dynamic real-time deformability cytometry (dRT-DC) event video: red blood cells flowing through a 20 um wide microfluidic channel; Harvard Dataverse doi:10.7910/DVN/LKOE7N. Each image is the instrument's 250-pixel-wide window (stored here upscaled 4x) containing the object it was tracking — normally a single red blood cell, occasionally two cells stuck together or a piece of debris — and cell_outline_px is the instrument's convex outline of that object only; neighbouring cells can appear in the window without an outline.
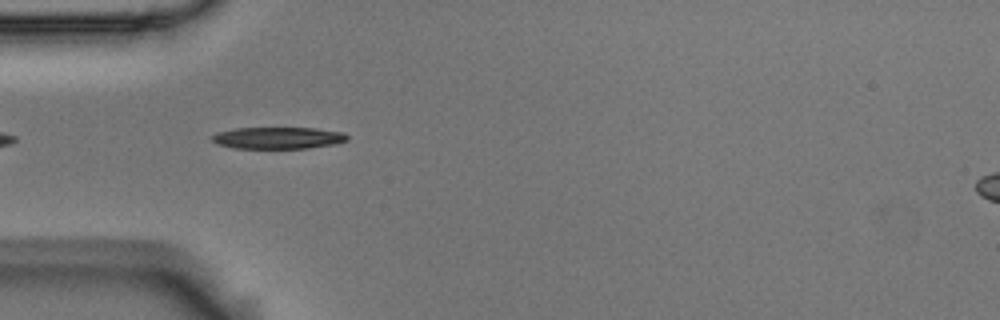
{"species": "Egyptian fruit bat (a non-hibernating species)", "species_latin": "Rousettus aegyptiacus", "temperature_condition": "room temperature", "stored_images_in_passage": 42, "camera_frame_rate_fps": 3000, "um_per_image_px": 0.085, "animal": {"sex": "male"}, "frame": {"image": 1, "passage_image": 3, "time_ms": 0.667, "image_size_px": [1000, 320], "cell_outline_px": [[348, 140], [336, 144], [308, 148], [232, 148], [216, 144], [212, 140], [212, 136], [220, 132], [236, 128], [316, 128], [344, 132], [348, 136]], "centroid_in_image_um": [23.68, 11.72], "position_along_channel_um": 61.3, "area_um2": 17.17}}
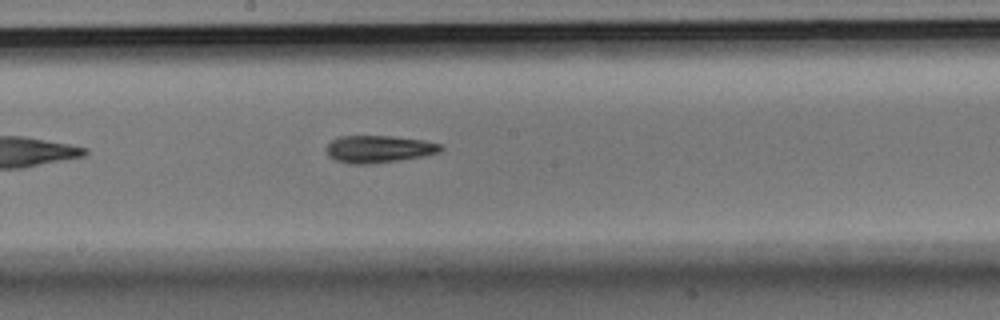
{"frame": {"image": 2, "passage_image": 16, "time_ms": 5.0, "image_size_px": [1000, 320], "cell_outline_px": [[444, 148], [440, 152], [424, 156], [368, 164], [352, 164], [336, 160], [328, 156], [324, 148], [332, 140], [340, 136], [392, 136], [424, 140], [440, 144]], "centroid_in_image_um": [32.18, 12.66], "position_along_channel_um": 216.0, "area_um2": 18.15}}
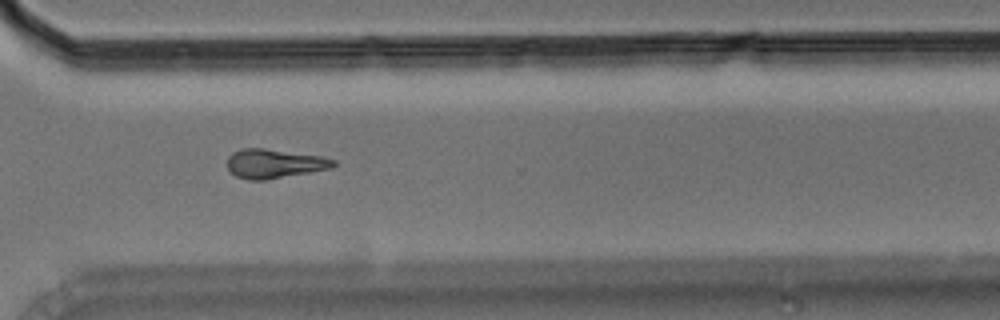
{"frame": {"image": 3, "passage_image": 27, "time_ms": 8.667, "image_size_px": [1000, 320], "cell_outline_px": [[336, 164], [332, 168], [268, 180], [248, 180], [236, 176], [228, 168], [228, 156], [232, 152], [240, 148], [264, 148], [324, 156], [336, 160]], "centroid_in_image_um": [23.34, 13.9], "position_along_channel_um": 347.3, "area_um2": 18.26}, "authors_computed_cell_mechanics": {"area_um2": 17.3978, "velocity_mm_per_s": 3.5932, "shape_relaxation_time_tau1_ms": 8.3557, "shape_relaxation_time_tau2_ms": 11.2495, "deformation_change_tau1": 0.1735, "deformation_change_tau2": 0.2426}}